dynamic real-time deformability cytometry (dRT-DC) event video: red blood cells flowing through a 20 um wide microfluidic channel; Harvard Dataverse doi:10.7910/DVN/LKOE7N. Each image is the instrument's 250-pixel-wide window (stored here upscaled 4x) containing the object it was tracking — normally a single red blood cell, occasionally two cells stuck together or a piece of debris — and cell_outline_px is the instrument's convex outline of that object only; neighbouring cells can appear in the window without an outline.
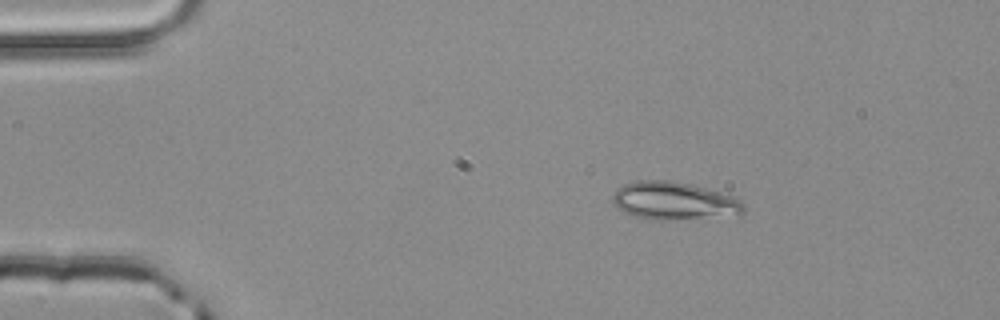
{"species": "common noctule bat (a hibernating species)", "species_latin": "Nyctalus noctula", "temperature_condition": "room temperature", "stored_images_in_passage": 4, "camera_frame_rate_fps": 3000, "um_per_image_px": 0.085, "animal": {"sex": "male", "body_mass_g": 20.4}, "frame": {"image": 1, "passage_image": 2, "time_ms": 0.333, "image_size_px": [1000, 320], "cell_outline_px": [[744, 212], [740, 216], [668, 220], [648, 220], [620, 212], [616, 208], [612, 200], [612, 192], [616, 188], [624, 184], [640, 180], [672, 180], [692, 184], [736, 196], [744, 204]], "centroid_in_image_um": [57.3, 17.09], "position_along_channel_um": 27.7, "area_um2": 29.88}}